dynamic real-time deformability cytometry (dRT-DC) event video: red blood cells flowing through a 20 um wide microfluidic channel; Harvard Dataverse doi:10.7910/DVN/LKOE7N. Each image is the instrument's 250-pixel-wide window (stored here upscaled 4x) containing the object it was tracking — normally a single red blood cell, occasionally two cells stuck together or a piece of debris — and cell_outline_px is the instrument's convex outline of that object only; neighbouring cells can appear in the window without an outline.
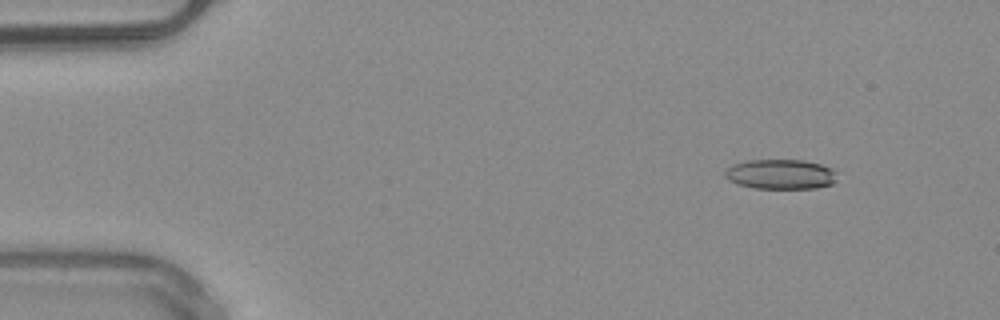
{"species": "common noctule bat (a hibernating species)", "species_latin": "Nyctalus noctula", "temperature_condition": "warm", "stored_images_in_passage": 51, "camera_frame_rate_fps": 3000, "um_per_image_px": 0.085, "animal": {"sex": "male", "body_mass_g": 20.4}, "frame": {"image": 1, "passage_image": 6, "time_ms": 1.667, "image_size_px": [1000, 320], "cell_outline_px": [[836, 180], [832, 184], [816, 188], [752, 188], [736, 184], [728, 180], [724, 176], [724, 172], [732, 164], [748, 160], [804, 160], [820, 164], [832, 168], [836, 172]], "centroid_in_image_um": [66.33, 14.81], "position_along_channel_um": 18.7, "area_um2": 19.65}}
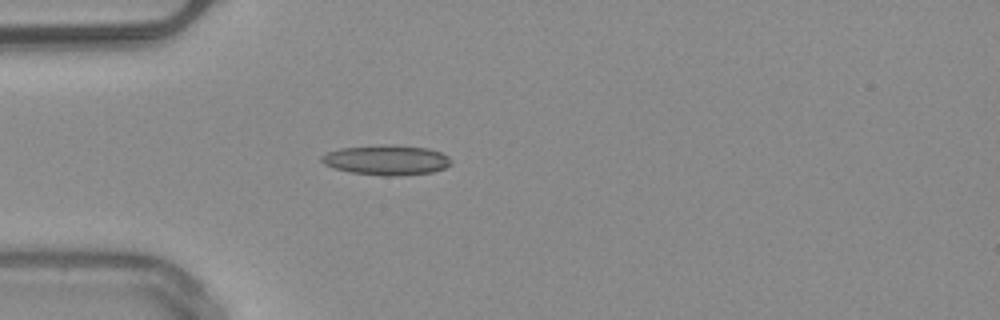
{"frame": {"image": 2, "passage_image": 15, "time_ms": 4.667, "image_size_px": [1000, 320], "cell_outline_px": [[452, 164], [444, 168], [432, 172], [400, 176], [380, 176], [352, 172], [332, 168], [324, 164], [320, 160], [320, 156], [328, 152], [340, 148], [388, 144], [392, 144], [428, 148], [440, 152], [448, 156], [452, 160]], "centroid_in_image_um": [32.86, 13.6], "position_along_channel_um": 52.1, "area_um2": 22.89}}
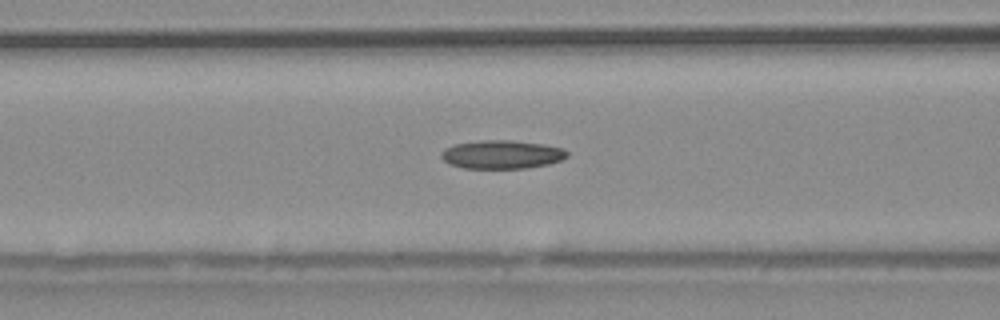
{"frame": {"image": 3, "passage_image": 21, "time_ms": 6.667, "image_size_px": [1000, 320], "cell_outline_px": [[568, 156], [560, 160], [548, 164], [528, 168], [464, 168], [448, 164], [440, 156], [440, 152], [444, 148], [452, 144], [484, 140], [512, 140], [544, 144], [564, 148], [568, 152]], "centroid_in_image_um": [42.63, 13.12], "position_along_channel_um": 124.0, "area_um2": 21.1}, "authors_computed_cell_mechanics": {"area_um2": 20.3456, "velocity_mm_per_s": 4.033, "shape_relaxation_time_tau1_ms": null, "shape_relaxation_time_tau2_ms": 2.6857, "deformation_change_tau1": null, "deformation_change_tau2": 0.1101}}